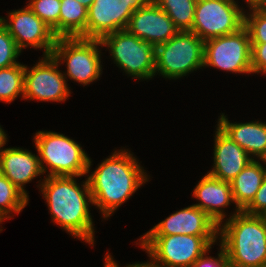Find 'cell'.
<instances>
[{
  "mask_svg": "<svg viewBox=\"0 0 266 267\" xmlns=\"http://www.w3.org/2000/svg\"><path fill=\"white\" fill-rule=\"evenodd\" d=\"M8 14L7 20L0 16V22L21 52L31 47L44 50L43 56L52 55L58 37L28 6L12 10Z\"/></svg>",
  "mask_w": 266,
  "mask_h": 267,
  "instance_id": "12",
  "label": "cell"
},
{
  "mask_svg": "<svg viewBox=\"0 0 266 267\" xmlns=\"http://www.w3.org/2000/svg\"><path fill=\"white\" fill-rule=\"evenodd\" d=\"M7 134L4 131V129L1 127L0 125V151L4 148V146L6 145L7 140Z\"/></svg>",
  "mask_w": 266,
  "mask_h": 267,
  "instance_id": "33",
  "label": "cell"
},
{
  "mask_svg": "<svg viewBox=\"0 0 266 267\" xmlns=\"http://www.w3.org/2000/svg\"><path fill=\"white\" fill-rule=\"evenodd\" d=\"M88 9L76 0H61L59 37L87 39Z\"/></svg>",
  "mask_w": 266,
  "mask_h": 267,
  "instance_id": "21",
  "label": "cell"
},
{
  "mask_svg": "<svg viewBox=\"0 0 266 267\" xmlns=\"http://www.w3.org/2000/svg\"><path fill=\"white\" fill-rule=\"evenodd\" d=\"M203 65L204 41L192 31H179L155 47V75L165 79H180Z\"/></svg>",
  "mask_w": 266,
  "mask_h": 267,
  "instance_id": "6",
  "label": "cell"
},
{
  "mask_svg": "<svg viewBox=\"0 0 266 267\" xmlns=\"http://www.w3.org/2000/svg\"><path fill=\"white\" fill-rule=\"evenodd\" d=\"M111 253L108 254V252L106 253L105 258V264L103 267H119V264L117 263V261H115L113 259V256L110 255ZM124 267H151L147 262H136L135 264H127Z\"/></svg>",
  "mask_w": 266,
  "mask_h": 267,
  "instance_id": "31",
  "label": "cell"
},
{
  "mask_svg": "<svg viewBox=\"0 0 266 267\" xmlns=\"http://www.w3.org/2000/svg\"><path fill=\"white\" fill-rule=\"evenodd\" d=\"M218 240L230 267H266V217L235 209L219 225Z\"/></svg>",
  "mask_w": 266,
  "mask_h": 267,
  "instance_id": "3",
  "label": "cell"
},
{
  "mask_svg": "<svg viewBox=\"0 0 266 267\" xmlns=\"http://www.w3.org/2000/svg\"><path fill=\"white\" fill-rule=\"evenodd\" d=\"M217 241L218 236L142 235L136 245L148 254L151 267H189Z\"/></svg>",
  "mask_w": 266,
  "mask_h": 267,
  "instance_id": "4",
  "label": "cell"
},
{
  "mask_svg": "<svg viewBox=\"0 0 266 267\" xmlns=\"http://www.w3.org/2000/svg\"><path fill=\"white\" fill-rule=\"evenodd\" d=\"M21 51L16 46L15 40L0 22V69L18 64Z\"/></svg>",
  "mask_w": 266,
  "mask_h": 267,
  "instance_id": "27",
  "label": "cell"
},
{
  "mask_svg": "<svg viewBox=\"0 0 266 267\" xmlns=\"http://www.w3.org/2000/svg\"><path fill=\"white\" fill-rule=\"evenodd\" d=\"M91 166L92 160L89 158L87 179L93 205L100 210L104 219L112 216L150 179L129 149L115 150L90 173Z\"/></svg>",
  "mask_w": 266,
  "mask_h": 267,
  "instance_id": "1",
  "label": "cell"
},
{
  "mask_svg": "<svg viewBox=\"0 0 266 267\" xmlns=\"http://www.w3.org/2000/svg\"><path fill=\"white\" fill-rule=\"evenodd\" d=\"M59 66L53 55L41 57L32 68L25 65L23 99L58 103L68 100L71 87Z\"/></svg>",
  "mask_w": 266,
  "mask_h": 267,
  "instance_id": "11",
  "label": "cell"
},
{
  "mask_svg": "<svg viewBox=\"0 0 266 267\" xmlns=\"http://www.w3.org/2000/svg\"><path fill=\"white\" fill-rule=\"evenodd\" d=\"M28 203L29 199L5 175L0 174V222L12 219L11 214H19Z\"/></svg>",
  "mask_w": 266,
  "mask_h": 267,
  "instance_id": "22",
  "label": "cell"
},
{
  "mask_svg": "<svg viewBox=\"0 0 266 267\" xmlns=\"http://www.w3.org/2000/svg\"><path fill=\"white\" fill-rule=\"evenodd\" d=\"M219 225L204 211L190 205L169 215L143 235L218 236Z\"/></svg>",
  "mask_w": 266,
  "mask_h": 267,
  "instance_id": "15",
  "label": "cell"
},
{
  "mask_svg": "<svg viewBox=\"0 0 266 267\" xmlns=\"http://www.w3.org/2000/svg\"><path fill=\"white\" fill-rule=\"evenodd\" d=\"M217 126L252 159L261 160L266 155V122L253 120L246 123H232L225 113H222Z\"/></svg>",
  "mask_w": 266,
  "mask_h": 267,
  "instance_id": "19",
  "label": "cell"
},
{
  "mask_svg": "<svg viewBox=\"0 0 266 267\" xmlns=\"http://www.w3.org/2000/svg\"><path fill=\"white\" fill-rule=\"evenodd\" d=\"M81 3L87 9L93 4L94 0H76Z\"/></svg>",
  "mask_w": 266,
  "mask_h": 267,
  "instance_id": "34",
  "label": "cell"
},
{
  "mask_svg": "<svg viewBox=\"0 0 266 267\" xmlns=\"http://www.w3.org/2000/svg\"><path fill=\"white\" fill-rule=\"evenodd\" d=\"M259 160H251L230 182L234 206L243 211L254 199L266 176V167Z\"/></svg>",
  "mask_w": 266,
  "mask_h": 267,
  "instance_id": "20",
  "label": "cell"
},
{
  "mask_svg": "<svg viewBox=\"0 0 266 267\" xmlns=\"http://www.w3.org/2000/svg\"><path fill=\"white\" fill-rule=\"evenodd\" d=\"M38 181L52 222L78 240L94 246L95 227L90 213L93 199L88 179L77 184L78 176H44ZM42 180V181H41ZM81 186V187H80Z\"/></svg>",
  "mask_w": 266,
  "mask_h": 267,
  "instance_id": "2",
  "label": "cell"
},
{
  "mask_svg": "<svg viewBox=\"0 0 266 267\" xmlns=\"http://www.w3.org/2000/svg\"><path fill=\"white\" fill-rule=\"evenodd\" d=\"M150 0H94L88 8L87 39L127 29L132 14Z\"/></svg>",
  "mask_w": 266,
  "mask_h": 267,
  "instance_id": "13",
  "label": "cell"
},
{
  "mask_svg": "<svg viewBox=\"0 0 266 267\" xmlns=\"http://www.w3.org/2000/svg\"><path fill=\"white\" fill-rule=\"evenodd\" d=\"M214 143L213 168L207 173L230 183L253 159L218 126H216Z\"/></svg>",
  "mask_w": 266,
  "mask_h": 267,
  "instance_id": "16",
  "label": "cell"
},
{
  "mask_svg": "<svg viewBox=\"0 0 266 267\" xmlns=\"http://www.w3.org/2000/svg\"><path fill=\"white\" fill-rule=\"evenodd\" d=\"M99 39L81 37H59L56 40L52 55L61 65L66 63L63 75L70 80L87 86L97 81L102 75L101 51Z\"/></svg>",
  "mask_w": 266,
  "mask_h": 267,
  "instance_id": "7",
  "label": "cell"
},
{
  "mask_svg": "<svg viewBox=\"0 0 266 267\" xmlns=\"http://www.w3.org/2000/svg\"><path fill=\"white\" fill-rule=\"evenodd\" d=\"M113 63L134 80H151L155 76V47L127 29L105 35L101 39Z\"/></svg>",
  "mask_w": 266,
  "mask_h": 267,
  "instance_id": "8",
  "label": "cell"
},
{
  "mask_svg": "<svg viewBox=\"0 0 266 267\" xmlns=\"http://www.w3.org/2000/svg\"><path fill=\"white\" fill-rule=\"evenodd\" d=\"M247 7H263L266 6V0H245Z\"/></svg>",
  "mask_w": 266,
  "mask_h": 267,
  "instance_id": "32",
  "label": "cell"
},
{
  "mask_svg": "<svg viewBox=\"0 0 266 267\" xmlns=\"http://www.w3.org/2000/svg\"><path fill=\"white\" fill-rule=\"evenodd\" d=\"M170 17L179 31H191L197 0H153Z\"/></svg>",
  "mask_w": 266,
  "mask_h": 267,
  "instance_id": "23",
  "label": "cell"
},
{
  "mask_svg": "<svg viewBox=\"0 0 266 267\" xmlns=\"http://www.w3.org/2000/svg\"><path fill=\"white\" fill-rule=\"evenodd\" d=\"M219 246L220 251H218L217 257L208 256L212 249L211 247L189 267H230V262L224 248L220 244Z\"/></svg>",
  "mask_w": 266,
  "mask_h": 267,
  "instance_id": "28",
  "label": "cell"
},
{
  "mask_svg": "<svg viewBox=\"0 0 266 267\" xmlns=\"http://www.w3.org/2000/svg\"><path fill=\"white\" fill-rule=\"evenodd\" d=\"M27 6L44 23H46L59 38V18L61 0H29Z\"/></svg>",
  "mask_w": 266,
  "mask_h": 267,
  "instance_id": "25",
  "label": "cell"
},
{
  "mask_svg": "<svg viewBox=\"0 0 266 267\" xmlns=\"http://www.w3.org/2000/svg\"><path fill=\"white\" fill-rule=\"evenodd\" d=\"M251 69L253 74H266V43H251Z\"/></svg>",
  "mask_w": 266,
  "mask_h": 267,
  "instance_id": "29",
  "label": "cell"
},
{
  "mask_svg": "<svg viewBox=\"0 0 266 267\" xmlns=\"http://www.w3.org/2000/svg\"><path fill=\"white\" fill-rule=\"evenodd\" d=\"M192 195L199 201L193 205L199 207L218 225L225 221L227 214L223 210L234 203L230 183L208 173L198 181Z\"/></svg>",
  "mask_w": 266,
  "mask_h": 267,
  "instance_id": "18",
  "label": "cell"
},
{
  "mask_svg": "<svg viewBox=\"0 0 266 267\" xmlns=\"http://www.w3.org/2000/svg\"><path fill=\"white\" fill-rule=\"evenodd\" d=\"M25 65L15 64L8 68L0 69V101L13 102L17 97L24 96Z\"/></svg>",
  "mask_w": 266,
  "mask_h": 267,
  "instance_id": "24",
  "label": "cell"
},
{
  "mask_svg": "<svg viewBox=\"0 0 266 267\" xmlns=\"http://www.w3.org/2000/svg\"><path fill=\"white\" fill-rule=\"evenodd\" d=\"M260 161L263 162V164H264L265 167H266V155H265Z\"/></svg>",
  "mask_w": 266,
  "mask_h": 267,
  "instance_id": "35",
  "label": "cell"
},
{
  "mask_svg": "<svg viewBox=\"0 0 266 267\" xmlns=\"http://www.w3.org/2000/svg\"><path fill=\"white\" fill-rule=\"evenodd\" d=\"M244 11V26L247 28L251 43H266V6L250 7Z\"/></svg>",
  "mask_w": 266,
  "mask_h": 267,
  "instance_id": "26",
  "label": "cell"
},
{
  "mask_svg": "<svg viewBox=\"0 0 266 267\" xmlns=\"http://www.w3.org/2000/svg\"><path fill=\"white\" fill-rule=\"evenodd\" d=\"M243 212L250 215L266 216V176L254 199Z\"/></svg>",
  "mask_w": 266,
  "mask_h": 267,
  "instance_id": "30",
  "label": "cell"
},
{
  "mask_svg": "<svg viewBox=\"0 0 266 267\" xmlns=\"http://www.w3.org/2000/svg\"><path fill=\"white\" fill-rule=\"evenodd\" d=\"M223 71L251 74V41L245 26L237 32L204 42V65Z\"/></svg>",
  "mask_w": 266,
  "mask_h": 267,
  "instance_id": "10",
  "label": "cell"
},
{
  "mask_svg": "<svg viewBox=\"0 0 266 267\" xmlns=\"http://www.w3.org/2000/svg\"><path fill=\"white\" fill-rule=\"evenodd\" d=\"M1 174L5 175L28 199L25 184L43 174L39 156L20 147L0 151Z\"/></svg>",
  "mask_w": 266,
  "mask_h": 267,
  "instance_id": "17",
  "label": "cell"
},
{
  "mask_svg": "<svg viewBox=\"0 0 266 267\" xmlns=\"http://www.w3.org/2000/svg\"><path fill=\"white\" fill-rule=\"evenodd\" d=\"M34 135L33 141L43 175L48 171L45 176L82 177L88 174L90 157L81 144L65 134L53 131L42 130Z\"/></svg>",
  "mask_w": 266,
  "mask_h": 267,
  "instance_id": "5",
  "label": "cell"
},
{
  "mask_svg": "<svg viewBox=\"0 0 266 267\" xmlns=\"http://www.w3.org/2000/svg\"><path fill=\"white\" fill-rule=\"evenodd\" d=\"M127 30L154 47L179 32L170 17L153 0L132 14Z\"/></svg>",
  "mask_w": 266,
  "mask_h": 267,
  "instance_id": "14",
  "label": "cell"
},
{
  "mask_svg": "<svg viewBox=\"0 0 266 267\" xmlns=\"http://www.w3.org/2000/svg\"><path fill=\"white\" fill-rule=\"evenodd\" d=\"M244 26V8L235 0H197L192 32L206 40L237 32Z\"/></svg>",
  "mask_w": 266,
  "mask_h": 267,
  "instance_id": "9",
  "label": "cell"
}]
</instances>
